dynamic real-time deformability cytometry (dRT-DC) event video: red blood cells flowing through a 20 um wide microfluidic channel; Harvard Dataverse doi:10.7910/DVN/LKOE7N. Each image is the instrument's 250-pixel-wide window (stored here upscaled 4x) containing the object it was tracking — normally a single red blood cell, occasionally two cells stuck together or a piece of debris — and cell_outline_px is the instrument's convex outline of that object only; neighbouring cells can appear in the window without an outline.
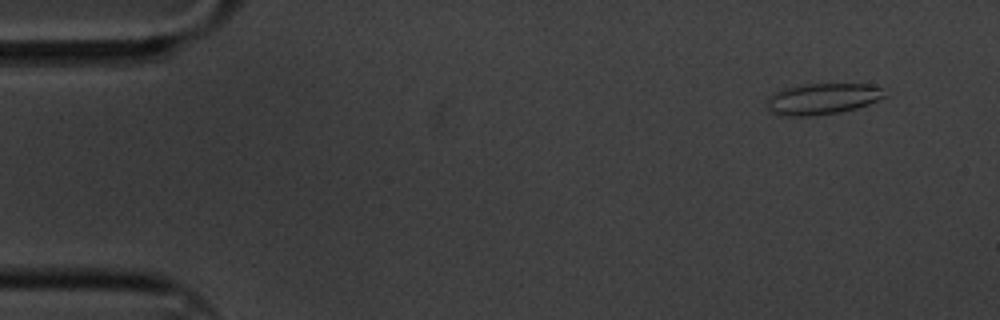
{"species": "common noctule bat (a hibernating species)", "species_latin": "Nyctalus noctula", "temperature_condition": "cold", "stored_images_in_passage": 6, "camera_frame_rate_fps": 3000, "um_per_image_px": 0.085, "animal": {"sex": "male", "body_mass_g": 20.1, "forearm_length_mm": 53.5}, "frame": {"image": 1, "passage_image": 2, "time_ms": 0.333, "image_size_px": [1000, 320], "cell_outline_px": [[888, 96], [868, 104], [856, 108], [840, 112], [812, 116], [780, 116], [772, 112], [768, 108], [768, 100], [772, 92], [784, 88], [804, 84], [872, 84], [880, 88]], "centroid_in_image_um": [69.9, 8.4], "position_along_channel_um": 15.1, "area_um2": 21.44}}
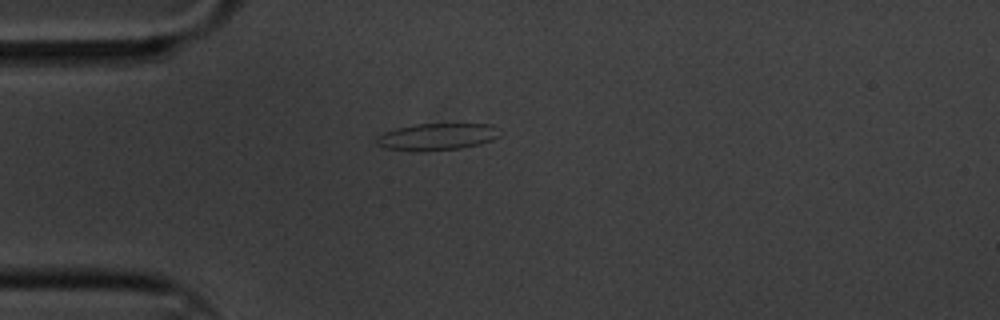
{"frame": {"image": 2, "passage_image": 5, "time_ms": 1.333, "image_size_px": [1000, 320], "cell_outline_px": [[500, 136], [492, 140], [480, 144], [460, 148], [384, 148], [376, 144], [376, 140], [384, 132], [396, 128], [416, 124], [492, 124]], "centroid_in_image_um": [37.2, 11.57], "position_along_channel_um": 47.8, "area_um2": 18.15}}